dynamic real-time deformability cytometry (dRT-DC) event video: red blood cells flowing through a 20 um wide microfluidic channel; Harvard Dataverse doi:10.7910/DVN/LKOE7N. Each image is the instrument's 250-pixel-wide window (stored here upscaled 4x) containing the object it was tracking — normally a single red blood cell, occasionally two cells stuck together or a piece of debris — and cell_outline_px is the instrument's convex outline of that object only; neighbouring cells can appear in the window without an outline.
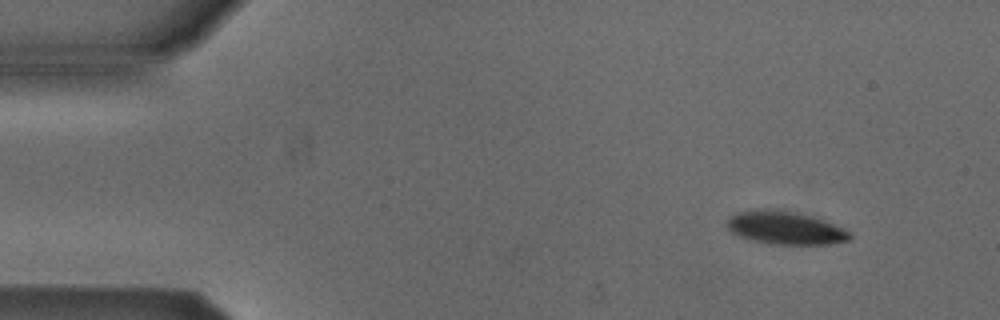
{"species": "Egyptian fruit bat (a non-hibernating species)", "species_latin": "Rousettus aegyptiacus", "temperature_condition": "cold", "stored_images_in_passage": 4, "camera_frame_rate_fps": 3000, "um_per_image_px": 0.085, "animal": {"sex": "male"}, "frame": {"image": 1, "passage_image": 1, "time_ms": 0.0, "image_size_px": [1000, 320], "cell_outline_px": [[852, 236], [848, 240], [828, 244], [768, 244], [748, 240], [732, 232], [728, 228], [728, 220], [732, 216], [740, 212], [792, 212], [808, 216], [832, 224], [848, 232]], "centroid_in_image_um": [66.75, 19.44], "position_along_channel_um": 18.3, "area_um2": 22.2}}